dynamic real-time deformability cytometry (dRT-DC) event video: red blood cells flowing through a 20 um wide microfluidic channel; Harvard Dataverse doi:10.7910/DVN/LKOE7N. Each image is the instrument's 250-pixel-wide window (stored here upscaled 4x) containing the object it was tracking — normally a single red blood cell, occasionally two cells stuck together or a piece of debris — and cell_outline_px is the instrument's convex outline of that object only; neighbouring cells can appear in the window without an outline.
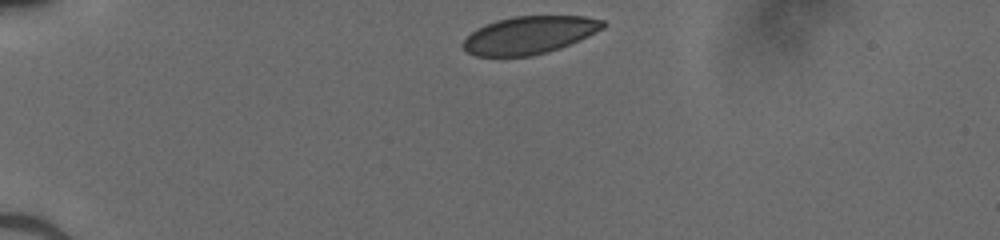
{"species": "human", "species_latin": "Homo sapiens", "temperature_condition": "cold", "stored_images_in_passage": 33, "camera_frame_rate_fps": 3000, "um_per_image_px": 0.085, "donor": {"sex": "male"}, "frame": {"image": 1, "passage_image": 1, "time_ms": 0.0, "image_size_px": [1000, 240], "cell_outline_px": [[608, 24], [604, 28], [580, 40], [560, 48], [532, 56], [476, 56], [468, 52], [460, 44], [476, 28], [484, 24], [496, 20], [512, 16], [584, 16], [604, 20]], "centroid_in_image_um": [45.01, 2.97], "position_along_channel_um": 40.0, "area_um2": 30.87}}
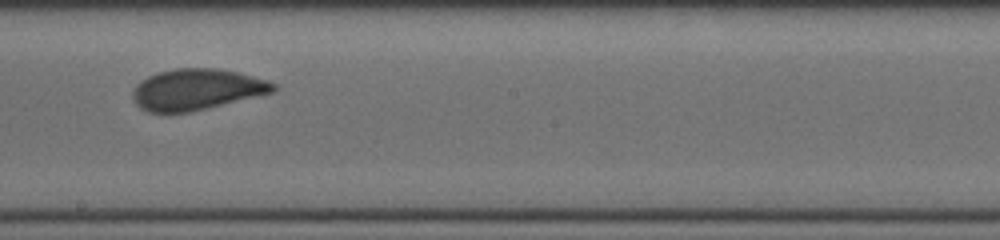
{"frame": {"image": 2, "passage_image": 19, "time_ms": 6.0, "image_size_px": [1000, 240], "cell_outline_px": [[276, 88], [272, 92], [188, 112], [148, 112], [140, 108], [136, 104], [132, 96], [132, 88], [140, 80], [156, 72], [176, 68], [216, 68], [240, 72], [268, 80], [276, 84]], "centroid_in_image_um": [16.67, 7.58], "position_along_channel_um": 231.5, "area_um2": 33.52}}
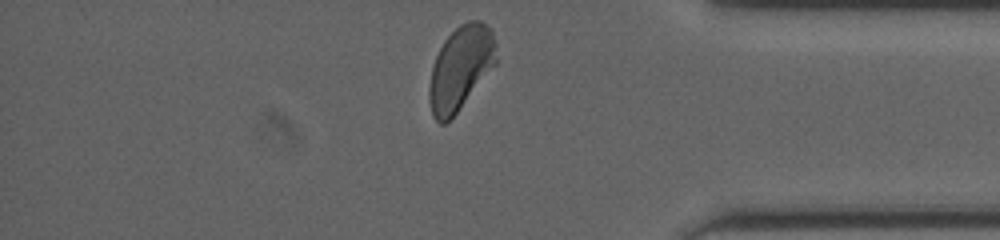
{"frame": {"image": 3, "passage_image": 32, "time_ms": 10.333, "image_size_px": [1000, 240], "cell_outline_px": [[496, 64], [456, 112], [444, 124], [440, 124], [432, 116], [428, 100], [428, 88], [432, 64], [444, 40], [460, 24], [468, 20], [480, 20], [492, 28], [496, 44]], "centroid_in_image_um": [39.13, 5.75], "position_along_channel_um": 396.1, "area_um2": 32.77}}